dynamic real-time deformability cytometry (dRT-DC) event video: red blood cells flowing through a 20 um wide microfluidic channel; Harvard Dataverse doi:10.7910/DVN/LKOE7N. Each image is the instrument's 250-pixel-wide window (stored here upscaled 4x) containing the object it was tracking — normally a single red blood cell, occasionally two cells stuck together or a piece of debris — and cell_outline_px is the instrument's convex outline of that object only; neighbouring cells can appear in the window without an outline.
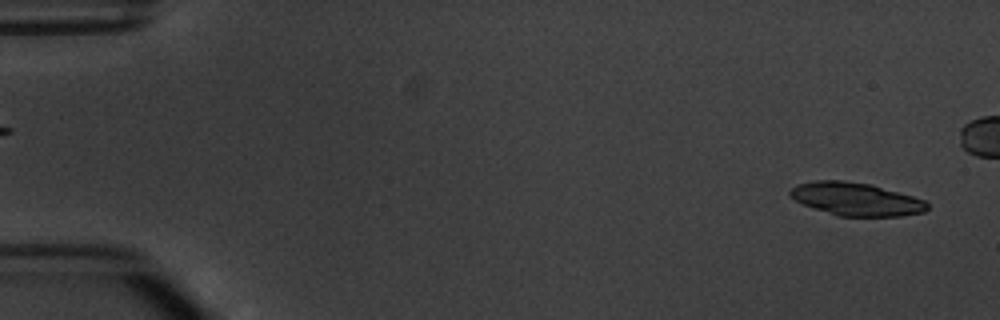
{"species": "common noctule bat (a hibernating species)", "species_latin": "Nyctalus noctula", "temperature_condition": "warm", "stored_images_in_passage": 2, "segment_of_instrument_passage": [2, 2], "camera_frame_rate_fps": 3000, "um_per_image_px": 0.085, "animal": {"sex": "male", "body_mass_g": 20.1, "forearm_length_mm": 53.5}, "frame": {"image": 1, "passage_image": 2, "time_ms": 2.0, "image_size_px": [1000, 320], "cell_outline_px": [[928, 208], [924, 212], [900, 216], [836, 216], [804, 204], [788, 196], [788, 192], [796, 184], [816, 180], [844, 180], [872, 184], [912, 196], [924, 200], [928, 204]], "centroid_in_image_um": [72.74, 16.91], "position_along_channel_um": 12.3, "area_um2": 26.41}}